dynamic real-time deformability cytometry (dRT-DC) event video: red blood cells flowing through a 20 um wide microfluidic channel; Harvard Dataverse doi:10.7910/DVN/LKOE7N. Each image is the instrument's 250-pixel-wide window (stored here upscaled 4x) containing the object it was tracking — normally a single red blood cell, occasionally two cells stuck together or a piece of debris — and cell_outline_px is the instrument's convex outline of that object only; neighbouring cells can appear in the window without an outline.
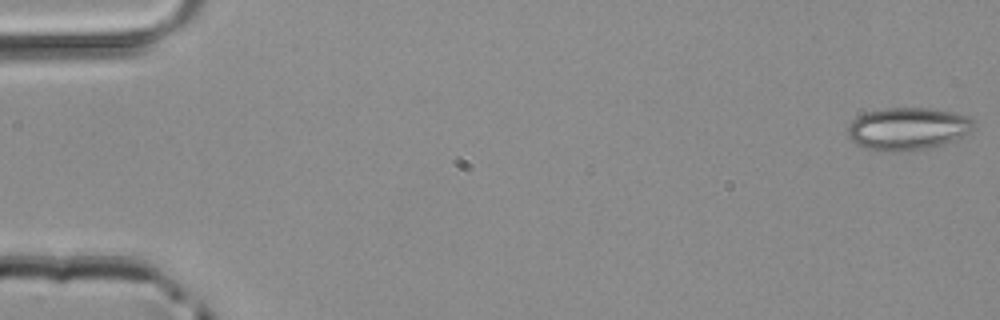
{"species": "common noctule bat (a hibernating species)", "species_latin": "Nyctalus noctula", "temperature_condition": "room temperature", "stored_images_in_passage": 11, "camera_frame_rate_fps": 3000, "um_per_image_px": 0.085, "animal": {"sex": "male", "body_mass_g": 20.4}, "frame": {"image": 1, "passage_image": 1, "time_ms": 0.0, "image_size_px": [1000, 320], "cell_outline_px": [[976, 124], [968, 132], [952, 140], [928, 148], [912, 152], [880, 152], [864, 148], [856, 144], [848, 136], [848, 128], [852, 120], [856, 116], [864, 112], [884, 108], [928, 108], [956, 112], [968, 116]], "centroid_in_image_um": [77.1, 10.95], "position_along_channel_um": 7.9, "area_um2": 31.56}}